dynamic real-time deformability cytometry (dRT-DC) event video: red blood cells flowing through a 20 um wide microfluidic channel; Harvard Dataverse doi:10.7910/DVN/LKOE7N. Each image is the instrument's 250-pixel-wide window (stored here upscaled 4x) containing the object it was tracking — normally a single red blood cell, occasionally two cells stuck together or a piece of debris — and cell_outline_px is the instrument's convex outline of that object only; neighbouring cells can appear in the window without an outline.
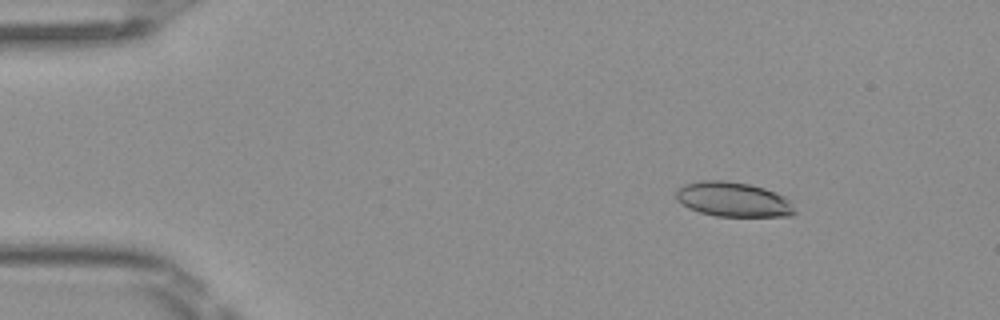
{"species": "Egyptian fruit bat (a non-hibernating species)", "species_latin": "Rousettus aegyptiacus", "temperature_condition": "room temperature", "stored_images_in_passage": 5, "camera_frame_rate_fps": 3000, "um_per_image_px": 0.085, "frame": {"image": 1, "passage_image": 2, "time_ms": 0.333, "image_size_px": [1000, 320], "cell_outline_px": [[796, 212], [792, 216], [716, 216], [700, 212], [688, 208], [676, 200], [676, 192], [684, 184], [704, 180], [724, 180], [748, 184], [764, 188], [776, 192], [792, 200]], "centroid_in_image_um": [62.36, 16.95], "position_along_channel_um": 22.6, "area_um2": 24.1}}
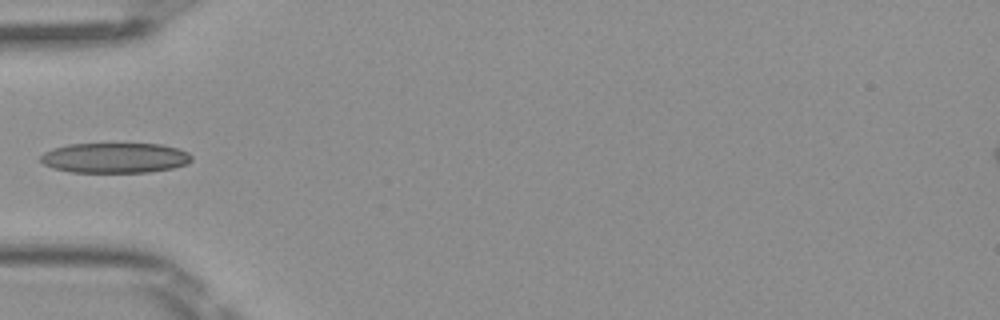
{"frame": {"image": 2, "passage_image": 5, "time_ms": 1.333, "image_size_px": [1000, 320], "cell_outline_px": [[192, 160], [188, 164], [172, 168], [148, 172], [72, 172], [52, 168], [44, 164], [40, 160], [40, 156], [44, 152], [52, 148], [68, 144], [160, 144], [180, 148], [188, 152], [192, 156]], "centroid_in_image_um": [9.78, 13.41], "position_along_channel_um": 75.2, "area_um2": 26.7}}